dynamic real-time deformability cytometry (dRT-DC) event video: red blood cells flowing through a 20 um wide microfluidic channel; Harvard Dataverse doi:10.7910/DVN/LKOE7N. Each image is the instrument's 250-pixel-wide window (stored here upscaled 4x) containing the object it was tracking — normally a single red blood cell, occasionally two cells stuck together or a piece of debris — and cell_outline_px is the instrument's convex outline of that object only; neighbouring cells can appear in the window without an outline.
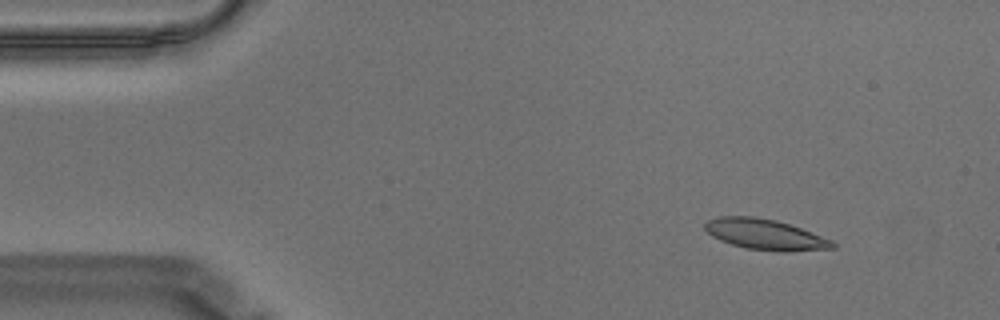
{"species": "Egyptian fruit bat (a non-hibernating species)", "species_latin": "Rousettus aegyptiacus", "temperature_condition": "warm", "stored_images_in_passage": 52, "camera_frame_rate_fps": 3000, "um_per_image_px": 0.085, "animal": {"sex": "male"}, "frame": {"image": 1, "passage_image": 1, "time_ms": 0.0, "image_size_px": [1000, 320], "cell_outline_px": [[836, 248], [788, 252], [776, 252], [744, 248], [720, 240], [712, 236], [704, 228], [704, 224], [708, 220], [720, 216], [756, 216], [776, 220], [800, 228], [832, 240], [836, 244]], "centroid_in_image_um": [65.04, 19.94], "position_along_channel_um": 20.0, "area_um2": 22.89}}
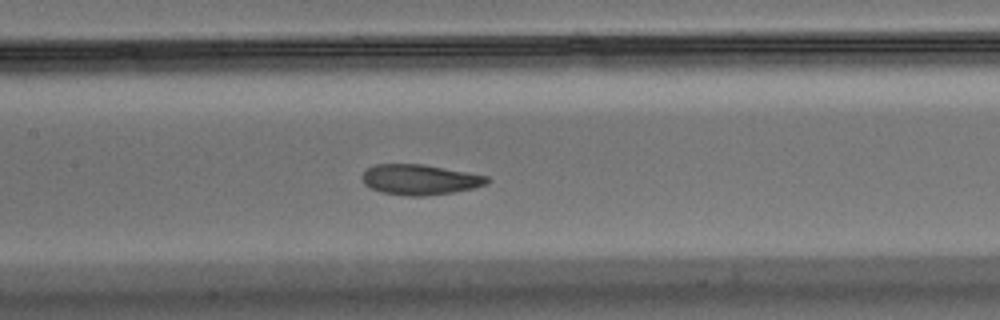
{"frame": {"image": 2, "passage_image": 21, "time_ms": 6.667, "image_size_px": [1000, 320], "cell_outline_px": [[492, 180], [488, 184], [472, 188], [452, 192], [424, 196], [404, 196], [380, 192], [364, 184], [360, 176], [368, 168], [376, 164], [424, 164], [488, 176]], "centroid_in_image_um": [35.68, 15.27], "position_along_channel_um": 171.7, "area_um2": 22.2}}
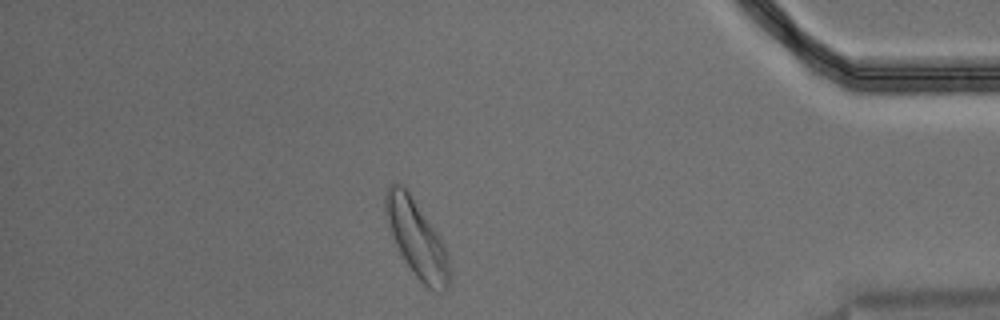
{"frame": {"image": 3, "passage_image": 44, "time_ms": 14.333, "image_size_px": [1000, 320], "cell_outline_px": [[448, 288], [444, 292], [440, 292], [428, 288], [416, 276], [400, 252], [392, 236], [384, 208], [384, 196], [388, 188], [392, 184], [404, 184], [408, 188], [440, 236], [448, 252]], "centroid_in_image_um": [35.42, 20.23], "position_along_channel_um": 399.8, "area_um2": 28.5}, "authors_computed_cell_mechanics": {"area_um2": 22.9466, "velocity_mm_per_s": 3.5006, "shape_relaxation_time_tau1_ms": 4.3589, "shape_relaxation_time_tau2_ms": 1.8216, "deformation_change_tau1": 0.1349, "deformation_change_tau2": 0.07}}